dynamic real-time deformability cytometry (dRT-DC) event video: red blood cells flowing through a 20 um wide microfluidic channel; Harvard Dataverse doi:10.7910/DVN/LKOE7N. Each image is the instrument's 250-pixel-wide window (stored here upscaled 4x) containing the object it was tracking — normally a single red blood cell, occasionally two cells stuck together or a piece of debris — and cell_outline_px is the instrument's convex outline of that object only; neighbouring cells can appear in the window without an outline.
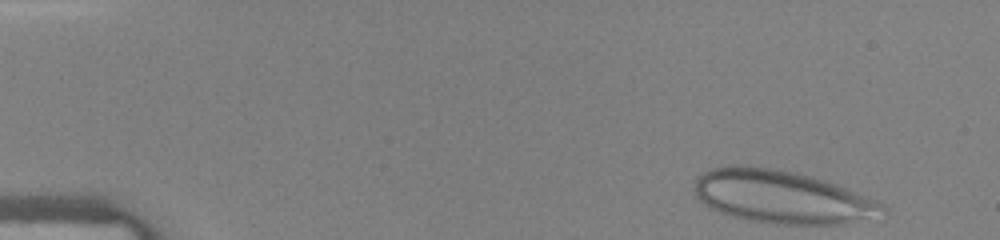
{"species": "human", "species_latin": "Homo sapiens", "temperature_condition": "warm", "stored_images_in_passage": 35, "camera_frame_rate_fps": 3000, "um_per_image_px": 0.085, "donor": {"sex": "female"}, "frame": {"image": 1, "passage_image": 1, "time_ms": 0.0, "image_size_px": [1000, 240], "cell_outline_px": [[888, 208], [844, 224], [776, 224], [748, 220], [732, 216], [708, 208], [696, 196], [692, 188], [696, 180], [704, 172], [712, 168], [728, 164], [748, 164], [776, 168], [796, 172], [812, 176], [836, 184], [876, 200], [884, 204]], "centroid_in_image_um": [66.33, 16.69], "position_along_channel_um": 18.7, "area_um2": 57.86}}
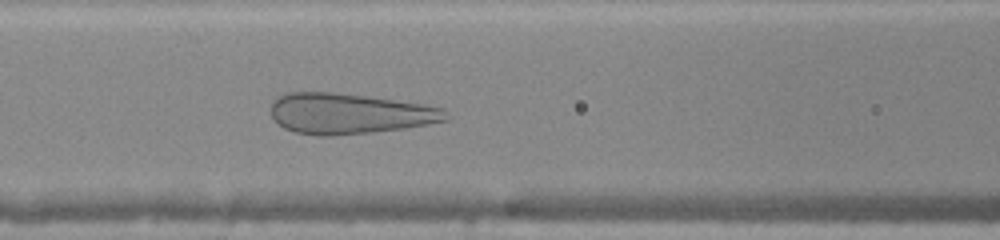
{"frame": {"image": 2, "passage_image": 16, "time_ms": 5.0, "image_size_px": [1000, 240], "cell_outline_px": [[452, 116], [448, 120], [428, 124], [404, 128], [372, 132], [332, 136], [320, 136], [296, 132], [284, 128], [272, 120], [272, 100], [276, 96], [288, 92], [332, 92], [364, 96], [424, 104], [444, 108]], "centroid_in_image_um": [29.69, 9.66], "position_along_channel_um": 136.9, "area_um2": 41.62}}
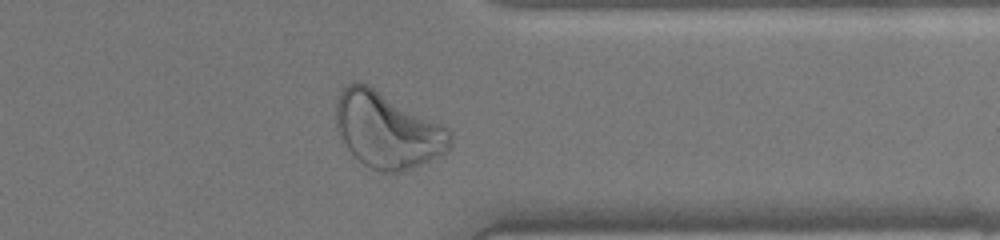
{"frame": {"image": 3, "passage_image": 32, "time_ms": 10.333, "image_size_px": [1000, 240], "cell_outline_px": [[452, 144], [448, 152], [420, 164], [400, 172], [384, 172], [372, 168], [364, 164], [340, 140], [336, 128], [336, 100], [344, 84], [356, 80], [368, 84], [448, 128], [452, 132]], "centroid_in_image_um": [32.9, 11.03], "position_along_channel_um": 378.5, "area_um2": 50.4}}